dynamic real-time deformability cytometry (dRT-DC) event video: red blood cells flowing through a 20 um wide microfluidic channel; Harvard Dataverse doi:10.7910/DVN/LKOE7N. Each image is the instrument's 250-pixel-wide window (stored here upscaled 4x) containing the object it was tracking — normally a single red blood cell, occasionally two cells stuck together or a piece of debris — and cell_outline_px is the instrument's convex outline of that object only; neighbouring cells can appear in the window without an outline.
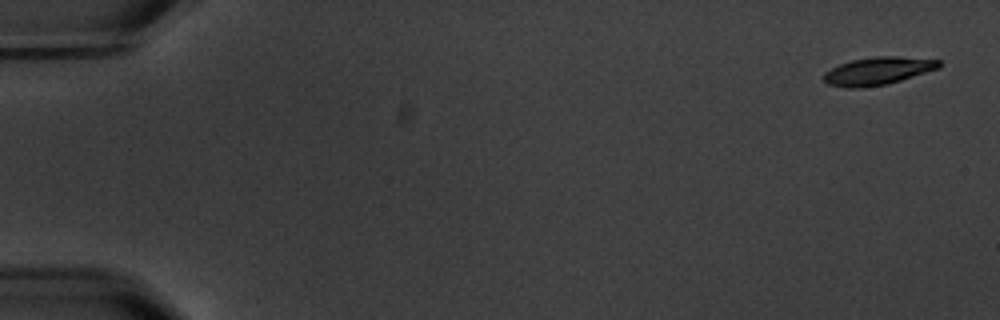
{"species": "common noctule bat (a hibernating species)", "species_latin": "Nyctalus noctula", "temperature_condition": "warm", "stored_images_in_passage": 5, "camera_frame_rate_fps": 3000, "um_per_image_px": 0.085, "animal": {"sex": "male", "body_mass_g": 20.1, "forearm_length_mm": 53.5}, "frame": {"image": 1, "passage_image": 1, "time_ms": 0.0, "image_size_px": [1000, 320], "cell_outline_px": [[940, 68], [888, 84], [864, 88], [848, 88], [828, 84], [824, 80], [824, 72], [840, 64], [852, 60], [876, 56], [896, 56], [940, 60]], "centroid_in_image_um": [74.62, 6.04], "position_along_channel_um": 10.4, "area_um2": 18.61}}
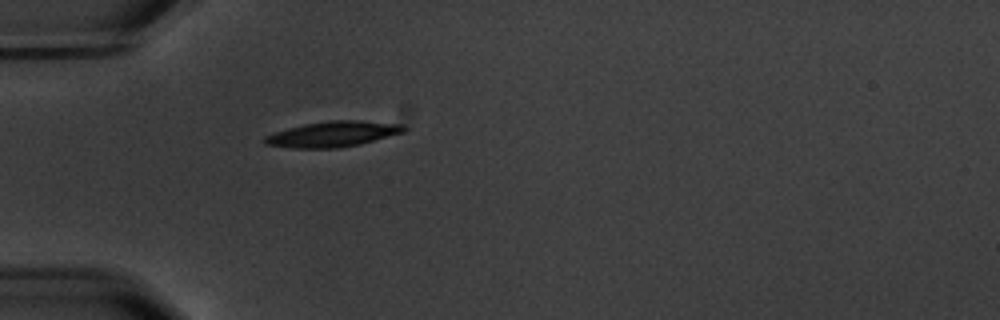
{"frame": {"image": 2, "passage_image": 5, "time_ms": 5.333, "image_size_px": [1000, 320], "cell_outline_px": [[408, 128], [404, 132], [360, 144], [336, 148], [292, 148], [264, 144], [260, 140], [264, 136], [288, 128], [304, 124], [328, 120], [360, 120], [404, 124]], "centroid_in_image_um": [28.29, 11.39], "position_along_channel_um": 56.7, "area_um2": 20.87}}